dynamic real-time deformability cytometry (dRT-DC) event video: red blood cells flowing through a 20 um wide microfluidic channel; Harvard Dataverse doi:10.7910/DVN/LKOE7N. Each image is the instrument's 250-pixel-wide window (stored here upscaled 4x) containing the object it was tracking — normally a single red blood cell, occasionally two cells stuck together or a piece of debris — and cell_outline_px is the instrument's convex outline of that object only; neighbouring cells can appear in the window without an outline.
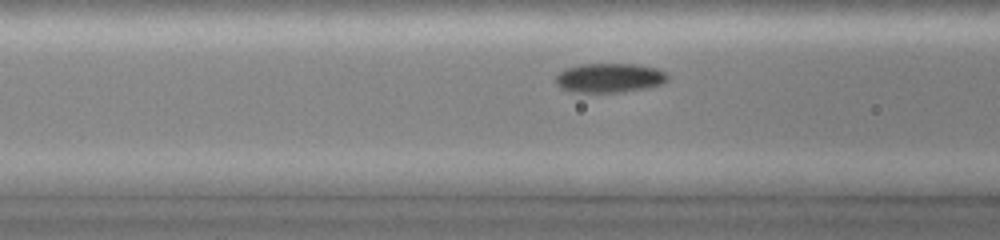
{"species": "common noctule bat (a hibernating species)", "species_latin": "Nyctalus noctula", "temperature_condition": "cold", "stored_images_in_passage": 40, "camera_frame_rate_fps": 3000, "um_per_image_px": 0.085, "animal": {"sex": "female", "body_mass_g": 19.0, "forearm_length_mm": 51.5}, "frame": {"image": 1, "passage_image": 6, "time_ms": 1.0, "image_size_px": [1000, 240], "cell_outline_px": [[668, 80], [660, 84], [644, 88], [624, 92], [572, 92], [560, 88], [556, 84], [556, 76], [564, 68], [584, 64], [640, 64], [656, 68], [664, 72], [668, 76]], "centroid_in_image_um": [51.78, 6.62], "position_along_channel_um": 114.8, "area_um2": 19.13}}
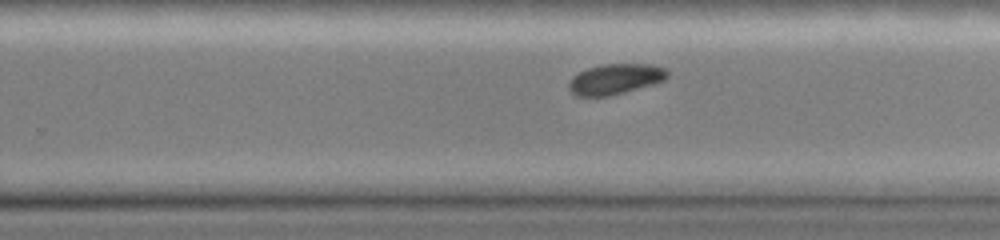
{"frame": {"image": 2, "passage_image": 26, "time_ms": 5.0, "image_size_px": [1000, 240], "cell_outline_px": [[668, 76], [664, 80], [652, 84], [624, 92], [608, 96], [576, 96], [568, 88], [568, 84], [572, 76], [588, 68], [604, 64], [652, 64], [664, 68], [668, 72]], "centroid_in_image_um": [52.28, 6.72], "position_along_channel_um": 277.5, "area_um2": 17.34}}
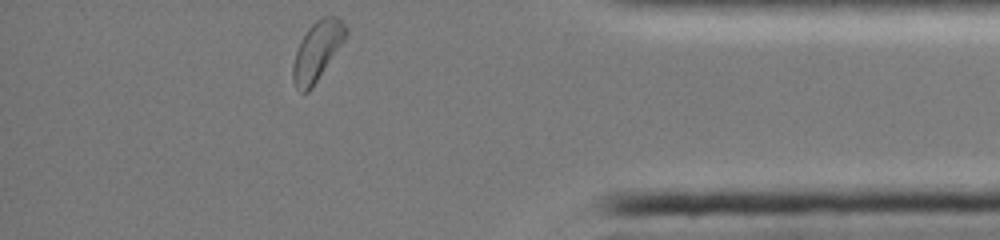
{"frame": {"image": 3, "passage_image": 40, "time_ms": 8.667, "image_size_px": [1000, 240], "cell_outline_px": [[348, 32], [344, 40], [312, 88], [308, 92], [300, 92], [296, 88], [292, 80], [292, 64], [300, 40], [308, 28], [320, 16], [336, 16], [348, 28]], "centroid_in_image_um": [26.94, 4.33], "position_along_channel_um": 408.3, "area_um2": 18.15}}